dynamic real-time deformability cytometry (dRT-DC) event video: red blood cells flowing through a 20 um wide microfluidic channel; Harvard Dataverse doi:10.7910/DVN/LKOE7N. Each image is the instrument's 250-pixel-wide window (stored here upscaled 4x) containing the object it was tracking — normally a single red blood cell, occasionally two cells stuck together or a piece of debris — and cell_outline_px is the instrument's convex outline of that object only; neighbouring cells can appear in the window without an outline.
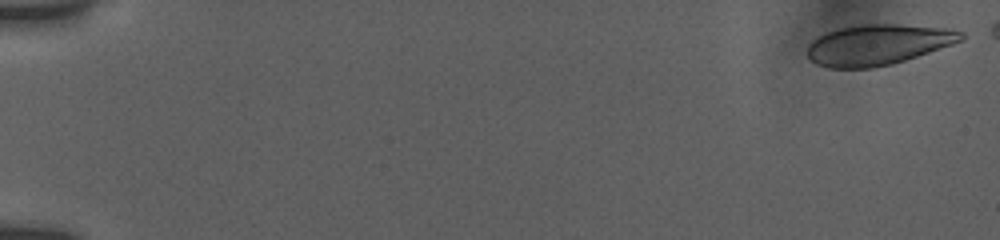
{"species": "human", "species_latin": "Homo sapiens", "temperature_condition": "room temperature", "stored_images_in_passage": 10, "camera_frame_rate_fps": 3000, "um_per_image_px": 0.085, "donor": {"sex": "female"}, "frame": {"image": 1, "passage_image": 1, "time_ms": 0.0, "image_size_px": [1000, 240], "cell_outline_px": [[964, 40], [892, 64], [872, 68], [828, 68], [816, 64], [808, 56], [808, 44], [812, 40], [828, 32], [840, 28], [860, 24], [896, 24], [944, 28], [964, 32]], "centroid_in_image_um": [74.61, 3.8], "position_along_channel_um": 10.4, "area_um2": 36.07}}
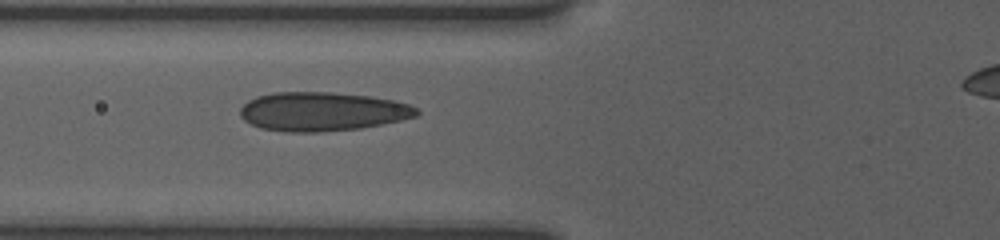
{"frame": {"image": 2, "passage_image": 10, "time_ms": 7.0, "image_size_px": [1000, 240], "cell_outline_px": [[420, 112], [416, 116], [400, 120], [360, 128], [320, 132], [288, 132], [260, 128], [244, 120], [240, 116], [240, 108], [248, 100], [256, 96], [272, 92], [332, 92], [368, 96], [396, 100], [408, 104], [416, 108]], "centroid_in_image_um": [27.37, 9.47], "position_along_channel_um": 98.4, "area_um2": 40.06}}